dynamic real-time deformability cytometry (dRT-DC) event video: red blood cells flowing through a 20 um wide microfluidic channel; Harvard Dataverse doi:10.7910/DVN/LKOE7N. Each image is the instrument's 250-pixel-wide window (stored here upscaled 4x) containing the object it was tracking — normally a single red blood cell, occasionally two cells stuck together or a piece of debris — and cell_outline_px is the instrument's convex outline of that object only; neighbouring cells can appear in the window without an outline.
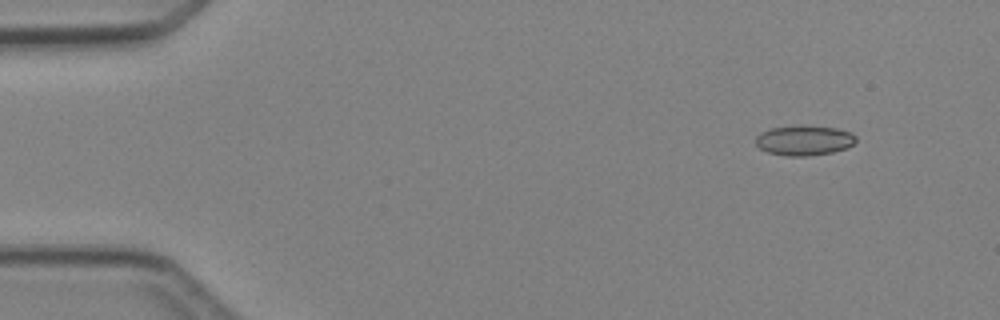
{"species": "Egyptian fruit bat (a non-hibernating species)", "species_latin": "Rousettus aegyptiacus", "temperature_condition": "cold", "stored_images_in_passage": 6, "camera_frame_rate_fps": 3000, "um_per_image_px": 0.085, "animal": {"sex": "female"}, "frame": {"image": 1, "passage_image": 2, "time_ms": 1.0, "image_size_px": [1000, 320], "cell_outline_px": [[856, 140], [848, 148], [832, 152], [808, 156], [788, 156], [768, 152], [760, 148], [756, 144], [756, 136], [760, 132], [768, 128], [836, 128], [852, 132], [856, 136]], "centroid_in_image_um": [68.36, 11.97], "position_along_channel_um": 16.6, "area_um2": 16.88}}
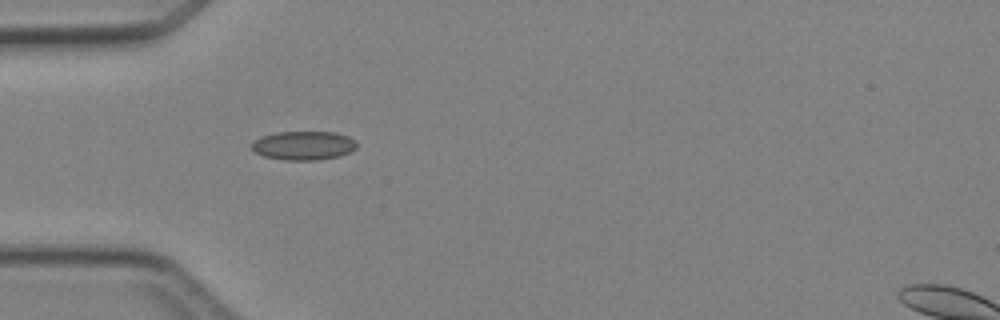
{"frame": {"image": 2, "passage_image": 5, "time_ms": 4.333, "image_size_px": [1000, 320], "cell_outline_px": [[356, 148], [340, 156], [316, 160], [284, 160], [264, 156], [256, 152], [252, 148], [252, 140], [260, 136], [276, 132], [336, 132], [348, 136], [356, 140]], "centroid_in_image_um": [25.79, 12.36], "position_along_channel_um": 59.2, "area_um2": 17.74}}